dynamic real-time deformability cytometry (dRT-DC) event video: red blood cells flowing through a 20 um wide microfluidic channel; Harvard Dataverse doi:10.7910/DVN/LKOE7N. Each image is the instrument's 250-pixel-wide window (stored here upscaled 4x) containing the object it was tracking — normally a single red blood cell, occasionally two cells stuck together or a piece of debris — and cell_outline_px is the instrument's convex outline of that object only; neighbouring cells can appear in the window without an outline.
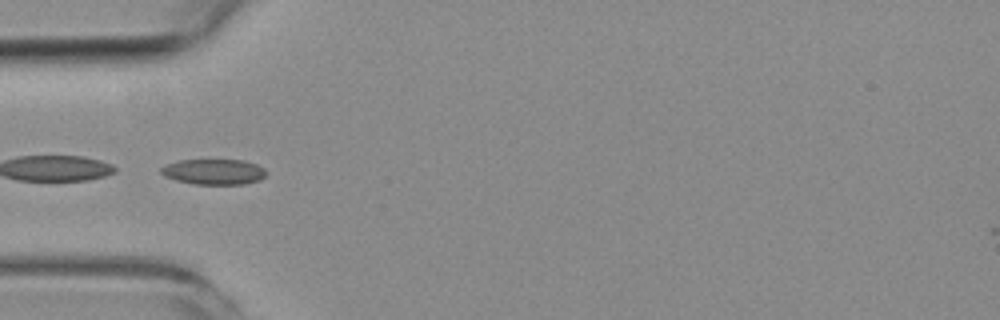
{"species": "common noctule bat (a hibernating species)", "species_latin": "Nyctalus noctula", "temperature_condition": "room temperature", "stored_images_in_passage": 5, "segment_of_instrument_passage": [2, 2], "camera_frame_rate_fps": 3000, "um_per_image_px": 0.085, "animal": {"sex": "female", "body_mass_g": 19.3, "forearm_length_mm": 54.1}, "frame": {"image": 1, "passage_image": 4, "time_ms": 3.667, "image_size_px": [1000, 320], "cell_outline_px": [[268, 172], [260, 180], [244, 184], [192, 184], [176, 180], [164, 176], [160, 172], [160, 168], [168, 164], [180, 160], [244, 160], [256, 164], [264, 168]], "centroid_in_image_um": [18.19, 14.6], "position_along_channel_um": 66.8, "area_um2": 15.66}}